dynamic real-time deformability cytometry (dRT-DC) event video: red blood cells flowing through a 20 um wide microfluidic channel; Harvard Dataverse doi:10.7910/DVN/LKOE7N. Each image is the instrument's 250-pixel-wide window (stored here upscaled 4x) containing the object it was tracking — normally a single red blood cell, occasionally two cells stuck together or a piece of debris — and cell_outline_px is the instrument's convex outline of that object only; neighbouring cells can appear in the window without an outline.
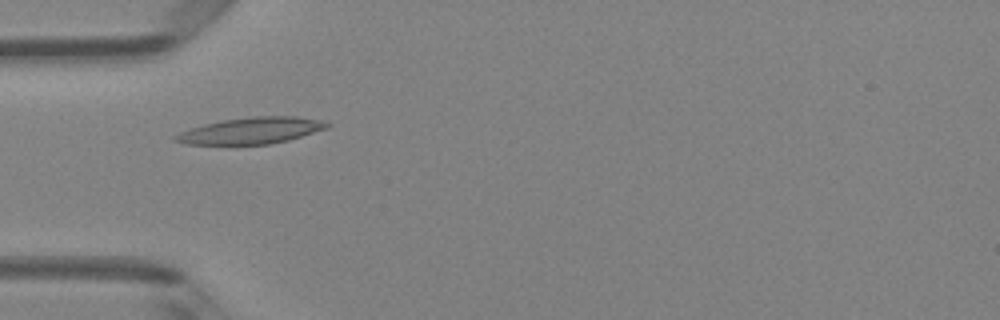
{"species": "Egyptian fruit bat (a non-hibernating species)", "species_latin": "Rousettus aegyptiacus", "temperature_condition": "room temperature", "stored_images_in_passage": 4, "camera_frame_rate_fps": 3000, "um_per_image_px": 0.085, "animal": {"sex": "female"}, "frame": {"image": 1, "passage_image": 2, "time_ms": 1.333, "image_size_px": [1000, 320], "cell_outline_px": [[332, 124], [328, 128], [288, 140], [268, 144], [184, 144], [172, 140], [172, 136], [180, 132], [204, 124], [224, 120], [252, 116], [296, 116], [316, 120]], "centroid_in_image_um": [21.32, 11.1], "position_along_channel_um": 63.7, "area_um2": 23.12}}
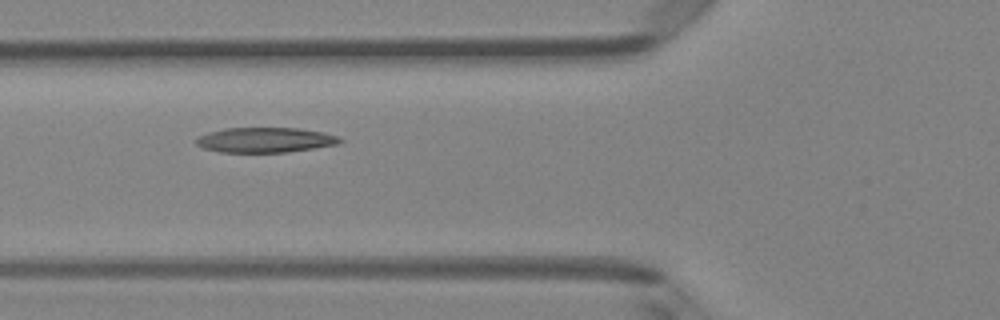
{"frame": {"image": 2, "passage_image": 3, "time_ms": 2.333, "image_size_px": [1000, 320], "cell_outline_px": [[344, 140], [336, 144], [288, 152], [220, 152], [204, 148], [196, 144], [196, 140], [200, 136], [208, 132], [224, 128], [296, 128], [320, 132], [336, 136]], "centroid_in_image_um": [22.49, 11.9], "position_along_channel_um": 103.3, "area_um2": 20.63}}
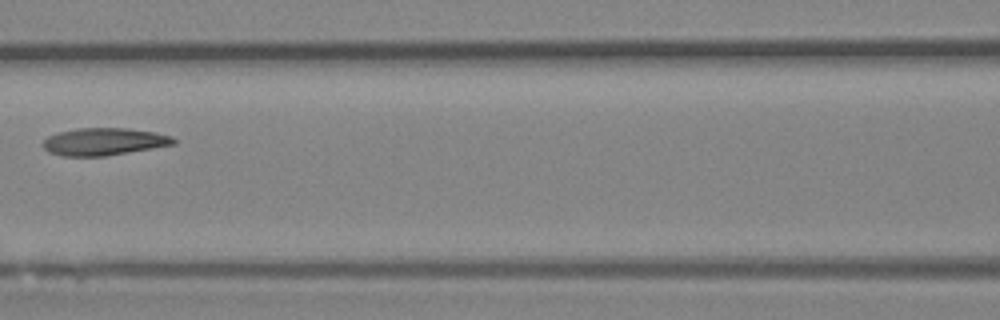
{"frame": {"image": 3, "passage_image": 4, "time_ms": 3.667, "image_size_px": [1000, 320], "cell_outline_px": [[176, 144], [104, 156], [64, 156], [48, 152], [40, 144], [48, 136], [56, 132], [76, 128], [128, 128], [156, 132], [172, 136], [176, 140]], "centroid_in_image_um": [8.81, 12.03], "position_along_channel_um": 157.8, "area_um2": 20.98}}